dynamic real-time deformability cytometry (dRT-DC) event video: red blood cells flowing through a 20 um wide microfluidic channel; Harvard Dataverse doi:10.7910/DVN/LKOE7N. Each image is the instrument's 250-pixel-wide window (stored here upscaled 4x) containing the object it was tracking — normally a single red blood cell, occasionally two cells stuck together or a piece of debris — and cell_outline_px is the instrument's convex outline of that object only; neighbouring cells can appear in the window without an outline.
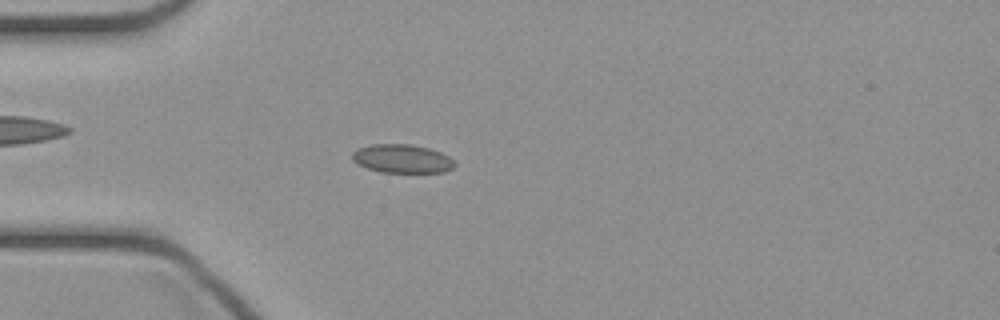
{"species": "common noctule bat (a hibernating species)", "species_latin": "Nyctalus noctula", "temperature_condition": "cold", "stored_images_in_passage": 35, "camera_frame_rate_fps": 3000, "um_per_image_px": 0.085, "animal": {"sex": "female", "body_mass_g": 21.9}, "frame": {"image": 1, "passage_image": 1, "time_ms": 0.0, "image_size_px": [1000, 320], "cell_outline_px": [[456, 164], [452, 168], [444, 172], [380, 172], [368, 168], [352, 160], [352, 152], [356, 148], [372, 144], [412, 144], [428, 148], [440, 152], [448, 156]], "centroid_in_image_um": [34.16, 13.48], "position_along_channel_um": 50.8, "area_um2": 16.99}}
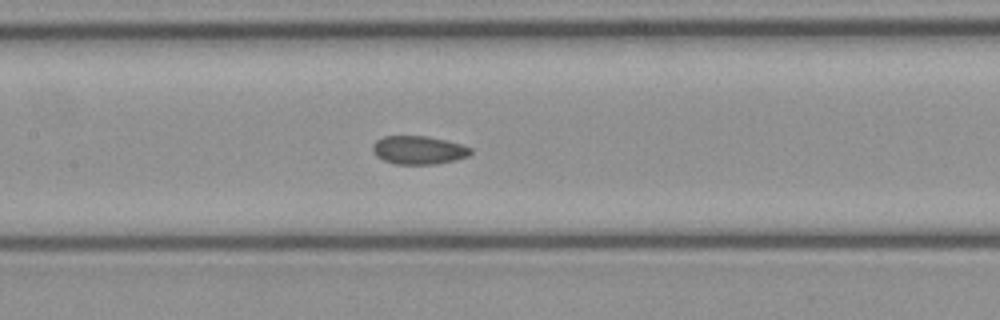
{"frame": {"image": 2, "passage_image": 10, "time_ms": 3.0, "image_size_px": [1000, 320], "cell_outline_px": [[472, 152], [468, 156], [456, 160], [436, 164], [396, 164], [384, 160], [376, 156], [372, 152], [372, 144], [376, 140], [384, 136], [428, 136], [448, 140], [472, 148]], "centroid_in_image_um": [35.58, 12.75], "position_along_channel_um": 171.8, "area_um2": 16.36}}
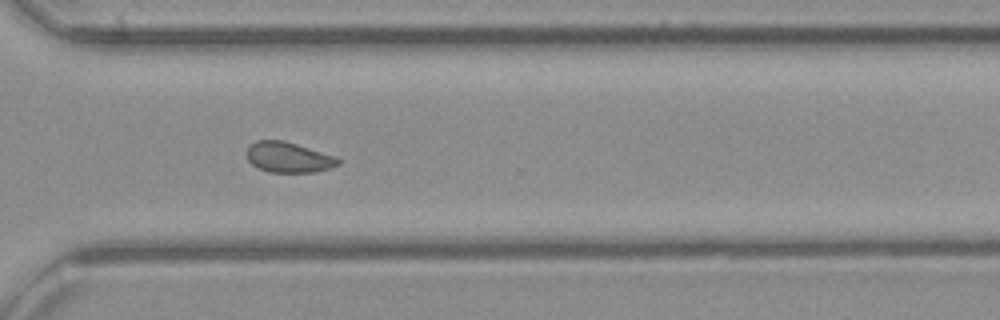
{"frame": {"image": 3, "passage_image": 22, "time_ms": 7.0, "image_size_px": [1000, 320], "cell_outline_px": [[340, 164], [316, 172], [268, 172], [252, 164], [248, 160], [248, 148], [256, 140], [284, 140], [336, 156], [340, 160]], "centroid_in_image_um": [24.55, 13.37], "position_along_channel_um": 346.1, "area_um2": 16.07}}